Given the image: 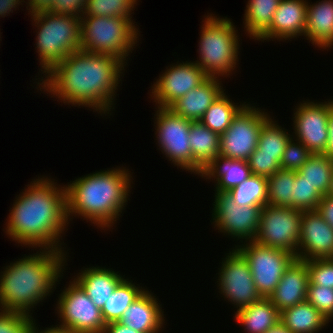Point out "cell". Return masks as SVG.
I'll return each instance as SVG.
<instances>
[{
  "label": "cell",
  "mask_w": 333,
  "mask_h": 333,
  "mask_svg": "<svg viewBox=\"0 0 333 333\" xmlns=\"http://www.w3.org/2000/svg\"><path fill=\"white\" fill-rule=\"evenodd\" d=\"M308 284L306 260L295 258L286 268L276 289L268 299L281 312L307 300Z\"/></svg>",
  "instance_id": "19"
},
{
  "label": "cell",
  "mask_w": 333,
  "mask_h": 333,
  "mask_svg": "<svg viewBox=\"0 0 333 333\" xmlns=\"http://www.w3.org/2000/svg\"><path fill=\"white\" fill-rule=\"evenodd\" d=\"M26 2L28 14L32 15L38 12L48 11L52 5L53 0H27Z\"/></svg>",
  "instance_id": "44"
},
{
  "label": "cell",
  "mask_w": 333,
  "mask_h": 333,
  "mask_svg": "<svg viewBox=\"0 0 333 333\" xmlns=\"http://www.w3.org/2000/svg\"><path fill=\"white\" fill-rule=\"evenodd\" d=\"M134 19L106 16H81L80 49L114 56L126 65L136 48L140 30ZM138 39V40H137Z\"/></svg>",
  "instance_id": "7"
},
{
  "label": "cell",
  "mask_w": 333,
  "mask_h": 333,
  "mask_svg": "<svg viewBox=\"0 0 333 333\" xmlns=\"http://www.w3.org/2000/svg\"><path fill=\"white\" fill-rule=\"evenodd\" d=\"M66 254L54 249H39L5 266L0 272V310L32 317L30 312L52 294L62 279Z\"/></svg>",
  "instance_id": "3"
},
{
  "label": "cell",
  "mask_w": 333,
  "mask_h": 333,
  "mask_svg": "<svg viewBox=\"0 0 333 333\" xmlns=\"http://www.w3.org/2000/svg\"><path fill=\"white\" fill-rule=\"evenodd\" d=\"M321 217L333 228V197L323 196L316 207Z\"/></svg>",
  "instance_id": "43"
},
{
  "label": "cell",
  "mask_w": 333,
  "mask_h": 333,
  "mask_svg": "<svg viewBox=\"0 0 333 333\" xmlns=\"http://www.w3.org/2000/svg\"><path fill=\"white\" fill-rule=\"evenodd\" d=\"M133 283L132 280L124 279L114 290L112 295L109 296L103 308L101 314L104 322H116L119 321L123 315V312L140 296L145 290L140 287L139 284Z\"/></svg>",
  "instance_id": "29"
},
{
  "label": "cell",
  "mask_w": 333,
  "mask_h": 333,
  "mask_svg": "<svg viewBox=\"0 0 333 333\" xmlns=\"http://www.w3.org/2000/svg\"><path fill=\"white\" fill-rule=\"evenodd\" d=\"M156 110L154 126L158 149L177 169L179 167L193 174V157L189 143L192 120L175 114L168 107H157Z\"/></svg>",
  "instance_id": "9"
},
{
  "label": "cell",
  "mask_w": 333,
  "mask_h": 333,
  "mask_svg": "<svg viewBox=\"0 0 333 333\" xmlns=\"http://www.w3.org/2000/svg\"><path fill=\"white\" fill-rule=\"evenodd\" d=\"M245 103L241 102L240 105H237L238 103L235 104L229 99L226 92H223L206 110L199 121L212 132L221 135L230 126L238 112L246 105Z\"/></svg>",
  "instance_id": "30"
},
{
  "label": "cell",
  "mask_w": 333,
  "mask_h": 333,
  "mask_svg": "<svg viewBox=\"0 0 333 333\" xmlns=\"http://www.w3.org/2000/svg\"><path fill=\"white\" fill-rule=\"evenodd\" d=\"M297 141V142H295ZM313 155L304 144L293 137L289 139L281 157L280 167L283 170L298 171Z\"/></svg>",
  "instance_id": "37"
},
{
  "label": "cell",
  "mask_w": 333,
  "mask_h": 333,
  "mask_svg": "<svg viewBox=\"0 0 333 333\" xmlns=\"http://www.w3.org/2000/svg\"><path fill=\"white\" fill-rule=\"evenodd\" d=\"M86 6L87 0H53L48 12L81 17Z\"/></svg>",
  "instance_id": "42"
},
{
  "label": "cell",
  "mask_w": 333,
  "mask_h": 333,
  "mask_svg": "<svg viewBox=\"0 0 333 333\" xmlns=\"http://www.w3.org/2000/svg\"><path fill=\"white\" fill-rule=\"evenodd\" d=\"M251 173L263 177L274 175L277 170H280V162L274 159V156L267 155H250L247 160Z\"/></svg>",
  "instance_id": "41"
},
{
  "label": "cell",
  "mask_w": 333,
  "mask_h": 333,
  "mask_svg": "<svg viewBox=\"0 0 333 333\" xmlns=\"http://www.w3.org/2000/svg\"><path fill=\"white\" fill-rule=\"evenodd\" d=\"M280 321L292 333H317L331 322L307 300L282 310Z\"/></svg>",
  "instance_id": "27"
},
{
  "label": "cell",
  "mask_w": 333,
  "mask_h": 333,
  "mask_svg": "<svg viewBox=\"0 0 333 333\" xmlns=\"http://www.w3.org/2000/svg\"><path fill=\"white\" fill-rule=\"evenodd\" d=\"M307 0H281L270 27L257 39L290 40L304 36L306 29Z\"/></svg>",
  "instance_id": "18"
},
{
  "label": "cell",
  "mask_w": 333,
  "mask_h": 333,
  "mask_svg": "<svg viewBox=\"0 0 333 333\" xmlns=\"http://www.w3.org/2000/svg\"><path fill=\"white\" fill-rule=\"evenodd\" d=\"M54 181L38 176L14 200L5 233L21 246L65 252L60 239L70 223L66 187Z\"/></svg>",
  "instance_id": "2"
},
{
  "label": "cell",
  "mask_w": 333,
  "mask_h": 333,
  "mask_svg": "<svg viewBox=\"0 0 333 333\" xmlns=\"http://www.w3.org/2000/svg\"><path fill=\"white\" fill-rule=\"evenodd\" d=\"M296 258H333V228L317 210H305L302 213Z\"/></svg>",
  "instance_id": "17"
},
{
  "label": "cell",
  "mask_w": 333,
  "mask_h": 333,
  "mask_svg": "<svg viewBox=\"0 0 333 333\" xmlns=\"http://www.w3.org/2000/svg\"><path fill=\"white\" fill-rule=\"evenodd\" d=\"M297 106L292 118L294 138L313 154H323L328 143V119L333 100L316 103L303 100Z\"/></svg>",
  "instance_id": "15"
},
{
  "label": "cell",
  "mask_w": 333,
  "mask_h": 333,
  "mask_svg": "<svg viewBox=\"0 0 333 333\" xmlns=\"http://www.w3.org/2000/svg\"><path fill=\"white\" fill-rule=\"evenodd\" d=\"M235 247L249 263L252 278L262 298H269L280 282L286 268L296 258L290 252L265 247L254 241L243 242V244H237Z\"/></svg>",
  "instance_id": "12"
},
{
  "label": "cell",
  "mask_w": 333,
  "mask_h": 333,
  "mask_svg": "<svg viewBox=\"0 0 333 333\" xmlns=\"http://www.w3.org/2000/svg\"><path fill=\"white\" fill-rule=\"evenodd\" d=\"M201 26L199 41V60L195 62L208 77H228L234 73L240 43L238 30L229 18L207 14Z\"/></svg>",
  "instance_id": "5"
},
{
  "label": "cell",
  "mask_w": 333,
  "mask_h": 333,
  "mask_svg": "<svg viewBox=\"0 0 333 333\" xmlns=\"http://www.w3.org/2000/svg\"><path fill=\"white\" fill-rule=\"evenodd\" d=\"M230 250L232 251L225 254L227 256L223 258L221 268H218L217 284L219 293L223 295L221 297L226 298L239 310L261 300L262 297L255 286L246 258L236 247Z\"/></svg>",
  "instance_id": "13"
},
{
  "label": "cell",
  "mask_w": 333,
  "mask_h": 333,
  "mask_svg": "<svg viewBox=\"0 0 333 333\" xmlns=\"http://www.w3.org/2000/svg\"><path fill=\"white\" fill-rule=\"evenodd\" d=\"M124 67L126 64L114 56L80 49L60 61L45 75L46 79L41 76L36 83L40 91L51 94V98L56 96L65 105L85 106L106 116L114 109Z\"/></svg>",
  "instance_id": "1"
},
{
  "label": "cell",
  "mask_w": 333,
  "mask_h": 333,
  "mask_svg": "<svg viewBox=\"0 0 333 333\" xmlns=\"http://www.w3.org/2000/svg\"><path fill=\"white\" fill-rule=\"evenodd\" d=\"M323 196L316 187H313L306 180H303L295 171V183H293V194L291 196L292 208L302 211L316 210Z\"/></svg>",
  "instance_id": "36"
},
{
  "label": "cell",
  "mask_w": 333,
  "mask_h": 333,
  "mask_svg": "<svg viewBox=\"0 0 333 333\" xmlns=\"http://www.w3.org/2000/svg\"><path fill=\"white\" fill-rule=\"evenodd\" d=\"M138 0H87L82 16H106L131 19Z\"/></svg>",
  "instance_id": "35"
},
{
  "label": "cell",
  "mask_w": 333,
  "mask_h": 333,
  "mask_svg": "<svg viewBox=\"0 0 333 333\" xmlns=\"http://www.w3.org/2000/svg\"><path fill=\"white\" fill-rule=\"evenodd\" d=\"M234 319L245 327L246 333H265L280 321V312L268 298L234 312Z\"/></svg>",
  "instance_id": "26"
},
{
  "label": "cell",
  "mask_w": 333,
  "mask_h": 333,
  "mask_svg": "<svg viewBox=\"0 0 333 333\" xmlns=\"http://www.w3.org/2000/svg\"><path fill=\"white\" fill-rule=\"evenodd\" d=\"M328 136V143L323 154L333 160V108L330 110L328 119Z\"/></svg>",
  "instance_id": "47"
},
{
  "label": "cell",
  "mask_w": 333,
  "mask_h": 333,
  "mask_svg": "<svg viewBox=\"0 0 333 333\" xmlns=\"http://www.w3.org/2000/svg\"><path fill=\"white\" fill-rule=\"evenodd\" d=\"M212 224L221 233L240 240L253 241L260 223V206H240L226 192L215 193Z\"/></svg>",
  "instance_id": "14"
},
{
  "label": "cell",
  "mask_w": 333,
  "mask_h": 333,
  "mask_svg": "<svg viewBox=\"0 0 333 333\" xmlns=\"http://www.w3.org/2000/svg\"><path fill=\"white\" fill-rule=\"evenodd\" d=\"M189 143L193 157V173L200 176L204 168L219 156L220 135L212 132L200 121H192Z\"/></svg>",
  "instance_id": "25"
},
{
  "label": "cell",
  "mask_w": 333,
  "mask_h": 333,
  "mask_svg": "<svg viewBox=\"0 0 333 333\" xmlns=\"http://www.w3.org/2000/svg\"><path fill=\"white\" fill-rule=\"evenodd\" d=\"M176 63L166 67L150 89V96L156 102V107H169L208 78L195 61Z\"/></svg>",
  "instance_id": "16"
},
{
  "label": "cell",
  "mask_w": 333,
  "mask_h": 333,
  "mask_svg": "<svg viewBox=\"0 0 333 333\" xmlns=\"http://www.w3.org/2000/svg\"><path fill=\"white\" fill-rule=\"evenodd\" d=\"M222 78L208 77L198 87L178 98L168 108L185 119L199 121L206 110L225 91Z\"/></svg>",
  "instance_id": "21"
},
{
  "label": "cell",
  "mask_w": 333,
  "mask_h": 333,
  "mask_svg": "<svg viewBox=\"0 0 333 333\" xmlns=\"http://www.w3.org/2000/svg\"><path fill=\"white\" fill-rule=\"evenodd\" d=\"M327 195H329L330 197H333V173H332V177H331V187H330Z\"/></svg>",
  "instance_id": "50"
},
{
  "label": "cell",
  "mask_w": 333,
  "mask_h": 333,
  "mask_svg": "<svg viewBox=\"0 0 333 333\" xmlns=\"http://www.w3.org/2000/svg\"><path fill=\"white\" fill-rule=\"evenodd\" d=\"M265 333H292L281 321L267 330Z\"/></svg>",
  "instance_id": "49"
},
{
  "label": "cell",
  "mask_w": 333,
  "mask_h": 333,
  "mask_svg": "<svg viewBox=\"0 0 333 333\" xmlns=\"http://www.w3.org/2000/svg\"><path fill=\"white\" fill-rule=\"evenodd\" d=\"M122 167L87 174L65 185L68 221L80 216L102 230L111 229L125 210L133 183V174Z\"/></svg>",
  "instance_id": "4"
},
{
  "label": "cell",
  "mask_w": 333,
  "mask_h": 333,
  "mask_svg": "<svg viewBox=\"0 0 333 333\" xmlns=\"http://www.w3.org/2000/svg\"><path fill=\"white\" fill-rule=\"evenodd\" d=\"M309 284L333 289V258L306 260Z\"/></svg>",
  "instance_id": "38"
},
{
  "label": "cell",
  "mask_w": 333,
  "mask_h": 333,
  "mask_svg": "<svg viewBox=\"0 0 333 333\" xmlns=\"http://www.w3.org/2000/svg\"><path fill=\"white\" fill-rule=\"evenodd\" d=\"M33 321L26 314L0 310V333H30Z\"/></svg>",
  "instance_id": "40"
},
{
  "label": "cell",
  "mask_w": 333,
  "mask_h": 333,
  "mask_svg": "<svg viewBox=\"0 0 333 333\" xmlns=\"http://www.w3.org/2000/svg\"><path fill=\"white\" fill-rule=\"evenodd\" d=\"M292 136L271 116L263 124L259 133L257 148L251 155L274 156V159L280 162L287 142Z\"/></svg>",
  "instance_id": "31"
},
{
  "label": "cell",
  "mask_w": 333,
  "mask_h": 333,
  "mask_svg": "<svg viewBox=\"0 0 333 333\" xmlns=\"http://www.w3.org/2000/svg\"><path fill=\"white\" fill-rule=\"evenodd\" d=\"M269 118L270 115L265 109L263 111L248 102L220 135L219 155L247 161L257 148L260 130Z\"/></svg>",
  "instance_id": "10"
},
{
  "label": "cell",
  "mask_w": 333,
  "mask_h": 333,
  "mask_svg": "<svg viewBox=\"0 0 333 333\" xmlns=\"http://www.w3.org/2000/svg\"><path fill=\"white\" fill-rule=\"evenodd\" d=\"M304 36L315 47L329 50L333 46V0L307 3Z\"/></svg>",
  "instance_id": "23"
},
{
  "label": "cell",
  "mask_w": 333,
  "mask_h": 333,
  "mask_svg": "<svg viewBox=\"0 0 333 333\" xmlns=\"http://www.w3.org/2000/svg\"><path fill=\"white\" fill-rule=\"evenodd\" d=\"M302 210L266 204L260 214V223L254 242L292 253L298 252Z\"/></svg>",
  "instance_id": "8"
},
{
  "label": "cell",
  "mask_w": 333,
  "mask_h": 333,
  "mask_svg": "<svg viewBox=\"0 0 333 333\" xmlns=\"http://www.w3.org/2000/svg\"><path fill=\"white\" fill-rule=\"evenodd\" d=\"M30 16L37 28L35 49L45 76L68 55L80 50L81 17L48 11Z\"/></svg>",
  "instance_id": "6"
},
{
  "label": "cell",
  "mask_w": 333,
  "mask_h": 333,
  "mask_svg": "<svg viewBox=\"0 0 333 333\" xmlns=\"http://www.w3.org/2000/svg\"><path fill=\"white\" fill-rule=\"evenodd\" d=\"M240 206L264 207L268 203L267 178L251 175L244 182L226 192Z\"/></svg>",
  "instance_id": "33"
},
{
  "label": "cell",
  "mask_w": 333,
  "mask_h": 333,
  "mask_svg": "<svg viewBox=\"0 0 333 333\" xmlns=\"http://www.w3.org/2000/svg\"><path fill=\"white\" fill-rule=\"evenodd\" d=\"M295 183V171L277 170L274 175L267 178L268 205L277 207H291V196Z\"/></svg>",
  "instance_id": "34"
},
{
  "label": "cell",
  "mask_w": 333,
  "mask_h": 333,
  "mask_svg": "<svg viewBox=\"0 0 333 333\" xmlns=\"http://www.w3.org/2000/svg\"><path fill=\"white\" fill-rule=\"evenodd\" d=\"M59 294L55 307L59 327L74 333H102L106 323L101 310L90 300L82 287L73 279Z\"/></svg>",
  "instance_id": "11"
},
{
  "label": "cell",
  "mask_w": 333,
  "mask_h": 333,
  "mask_svg": "<svg viewBox=\"0 0 333 333\" xmlns=\"http://www.w3.org/2000/svg\"><path fill=\"white\" fill-rule=\"evenodd\" d=\"M21 2L26 3L24 0H0V18H4L8 16V14L13 13L20 6L22 5Z\"/></svg>",
  "instance_id": "46"
},
{
  "label": "cell",
  "mask_w": 333,
  "mask_h": 333,
  "mask_svg": "<svg viewBox=\"0 0 333 333\" xmlns=\"http://www.w3.org/2000/svg\"><path fill=\"white\" fill-rule=\"evenodd\" d=\"M307 301L327 320L333 319V289L318 285H308Z\"/></svg>",
  "instance_id": "39"
},
{
  "label": "cell",
  "mask_w": 333,
  "mask_h": 333,
  "mask_svg": "<svg viewBox=\"0 0 333 333\" xmlns=\"http://www.w3.org/2000/svg\"><path fill=\"white\" fill-rule=\"evenodd\" d=\"M280 1L248 0L243 23L250 39L257 40L270 27Z\"/></svg>",
  "instance_id": "28"
},
{
  "label": "cell",
  "mask_w": 333,
  "mask_h": 333,
  "mask_svg": "<svg viewBox=\"0 0 333 333\" xmlns=\"http://www.w3.org/2000/svg\"><path fill=\"white\" fill-rule=\"evenodd\" d=\"M247 161L222 156L215 158L201 173V178L214 179L215 193L228 192L251 176ZM216 179V180H215Z\"/></svg>",
  "instance_id": "24"
},
{
  "label": "cell",
  "mask_w": 333,
  "mask_h": 333,
  "mask_svg": "<svg viewBox=\"0 0 333 333\" xmlns=\"http://www.w3.org/2000/svg\"><path fill=\"white\" fill-rule=\"evenodd\" d=\"M36 324L37 323L35 322V319H34V321L32 323V327L30 329V333H74L70 329L62 328V327H59V326H56V325L55 326L52 325L50 328L46 327V329H44V330L41 331V328L39 330L38 325L36 326Z\"/></svg>",
  "instance_id": "48"
},
{
  "label": "cell",
  "mask_w": 333,
  "mask_h": 333,
  "mask_svg": "<svg viewBox=\"0 0 333 333\" xmlns=\"http://www.w3.org/2000/svg\"><path fill=\"white\" fill-rule=\"evenodd\" d=\"M297 173L316 187L322 196H326L331 187L333 160L324 154H313Z\"/></svg>",
  "instance_id": "32"
},
{
  "label": "cell",
  "mask_w": 333,
  "mask_h": 333,
  "mask_svg": "<svg viewBox=\"0 0 333 333\" xmlns=\"http://www.w3.org/2000/svg\"><path fill=\"white\" fill-rule=\"evenodd\" d=\"M102 333H142L121 324L119 321L107 323Z\"/></svg>",
  "instance_id": "45"
},
{
  "label": "cell",
  "mask_w": 333,
  "mask_h": 333,
  "mask_svg": "<svg viewBox=\"0 0 333 333\" xmlns=\"http://www.w3.org/2000/svg\"><path fill=\"white\" fill-rule=\"evenodd\" d=\"M157 300L151 291L145 289L123 312L119 322L142 333H159L164 328L165 317Z\"/></svg>",
  "instance_id": "20"
},
{
  "label": "cell",
  "mask_w": 333,
  "mask_h": 333,
  "mask_svg": "<svg viewBox=\"0 0 333 333\" xmlns=\"http://www.w3.org/2000/svg\"><path fill=\"white\" fill-rule=\"evenodd\" d=\"M74 279L86 292L90 300L99 308L107 301L115 288L125 279L111 268L89 267L80 270Z\"/></svg>",
  "instance_id": "22"
}]
</instances>
